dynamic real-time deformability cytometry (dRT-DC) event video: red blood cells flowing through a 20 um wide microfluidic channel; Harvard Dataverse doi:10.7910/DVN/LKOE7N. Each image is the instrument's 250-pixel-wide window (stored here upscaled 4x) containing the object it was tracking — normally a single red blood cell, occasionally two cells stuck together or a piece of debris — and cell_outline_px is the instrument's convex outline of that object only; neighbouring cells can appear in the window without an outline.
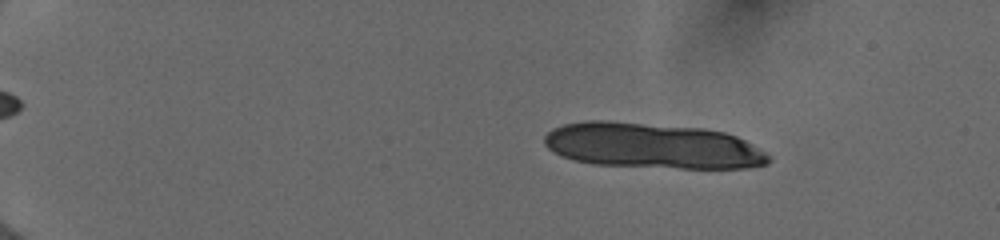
{"species": "human", "species_latin": "Homo sapiens", "temperature_condition": "cold", "stored_images_in_passage": 19, "camera_frame_rate_fps": 3000, "um_per_image_px": 0.085, "donor": {"sex": "female"}, "frame": {"image": 1, "passage_image": 9, "time_ms": 2.667, "image_size_px": [1000, 240], "cell_outline_px": [[772, 160], [768, 164], [748, 168], [680, 168], [592, 164], [572, 160], [560, 156], [552, 152], [544, 144], [544, 136], [552, 128], [564, 124], [588, 120], [608, 120], [704, 128], [724, 132], [736, 136], [752, 144], [772, 156]], "centroid_in_image_um": [55.44, 12.39], "position_along_channel_um": 29.6, "area_um2": 60.0}}